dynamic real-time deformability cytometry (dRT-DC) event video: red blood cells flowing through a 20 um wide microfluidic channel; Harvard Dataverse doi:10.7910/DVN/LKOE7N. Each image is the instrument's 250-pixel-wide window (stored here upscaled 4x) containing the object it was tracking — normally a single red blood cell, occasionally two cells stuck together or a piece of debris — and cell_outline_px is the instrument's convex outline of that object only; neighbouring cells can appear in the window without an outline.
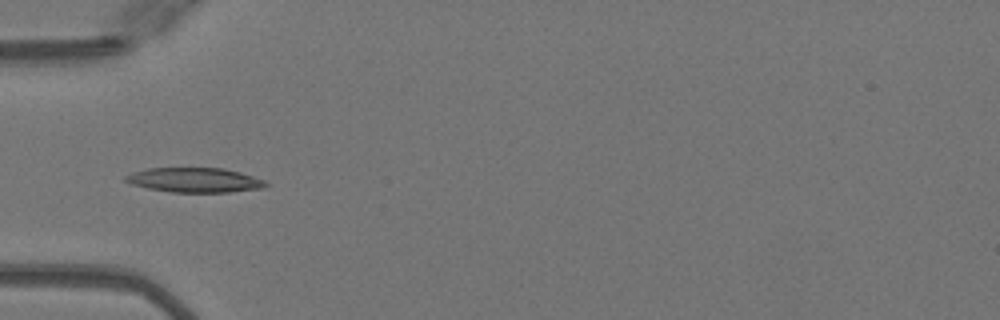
{"species": "Egyptian fruit bat (a non-hibernating species)", "species_latin": "Rousettus aegyptiacus", "temperature_condition": "warm", "stored_images_in_passage": 38, "camera_frame_rate_fps": 3000, "um_per_image_px": 0.085, "animal": {"sex": "female"}, "frame": {"image": 1, "passage_image": 17, "time_ms": 5.333, "image_size_px": [1000, 320], "cell_outline_px": [[268, 184], [264, 188], [228, 192], [172, 192], [148, 188], [132, 184], [124, 180], [124, 176], [132, 172], [148, 168], [224, 168], [240, 172], [264, 180]], "centroid_in_image_um": [16.54, 15.3], "position_along_channel_um": 68.5, "area_um2": 20.06}}